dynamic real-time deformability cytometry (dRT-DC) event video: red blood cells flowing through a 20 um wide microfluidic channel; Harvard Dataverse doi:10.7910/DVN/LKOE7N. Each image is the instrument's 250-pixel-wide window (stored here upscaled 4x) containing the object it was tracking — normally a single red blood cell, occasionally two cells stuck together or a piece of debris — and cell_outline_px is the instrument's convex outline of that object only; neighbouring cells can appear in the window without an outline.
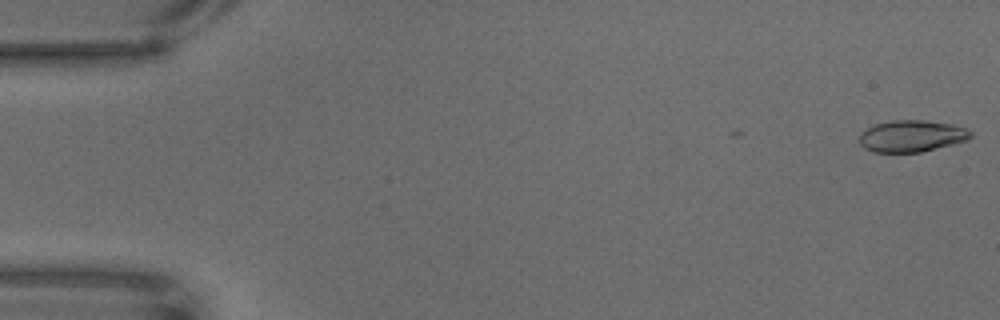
{"species": "common noctule bat (a hibernating species)", "species_latin": "Nyctalus noctula", "temperature_condition": "warm", "stored_images_in_passage": 9, "camera_frame_rate_fps": 3000, "um_per_image_px": 0.085, "animal": {"sex": "male", "body_mass_g": 18.8}, "frame": {"image": 1, "passage_image": 1, "time_ms": 0.0, "image_size_px": [1000, 320], "cell_outline_px": [[972, 136], [968, 140], [920, 152], [872, 152], [864, 148], [860, 144], [860, 132], [876, 124], [892, 120], [924, 120], [952, 124], [968, 128], [972, 132]], "centroid_in_image_um": [77.51, 11.56], "position_along_channel_um": 7.5, "area_um2": 20.58}}